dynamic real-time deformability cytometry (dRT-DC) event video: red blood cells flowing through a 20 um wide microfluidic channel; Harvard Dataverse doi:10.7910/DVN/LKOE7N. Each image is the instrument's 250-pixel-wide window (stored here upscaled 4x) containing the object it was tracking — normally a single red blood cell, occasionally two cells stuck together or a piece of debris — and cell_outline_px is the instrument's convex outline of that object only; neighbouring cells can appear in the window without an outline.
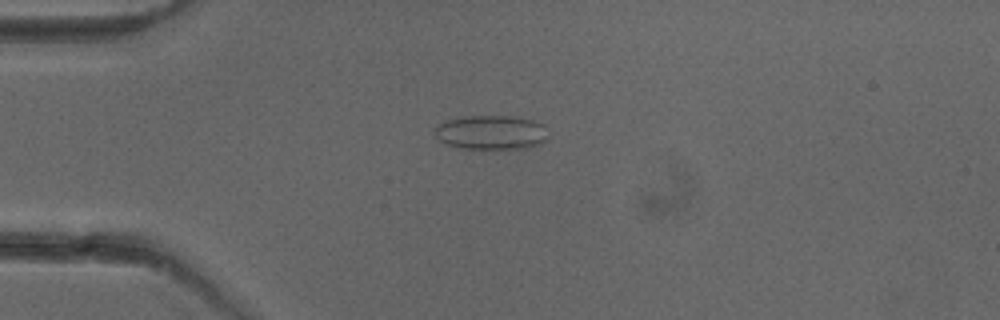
{"species": "common noctule bat (a hibernating species)", "species_latin": "Nyctalus noctula", "temperature_condition": "cold", "stored_images_in_passage": 50, "camera_frame_rate_fps": 3000, "um_per_image_px": 0.085, "animal": {"sex": "female"}, "frame": {"image": 1, "passage_image": 12, "time_ms": 3.667, "image_size_px": [1000, 320], "cell_outline_px": [[548, 136], [540, 144], [528, 148], [460, 148], [444, 144], [436, 136], [436, 128], [440, 124], [448, 120], [464, 116], [512, 116], [532, 120], [544, 124]], "centroid_in_image_um": [41.77, 11.25], "position_along_channel_um": 43.2, "area_um2": 22.48}}
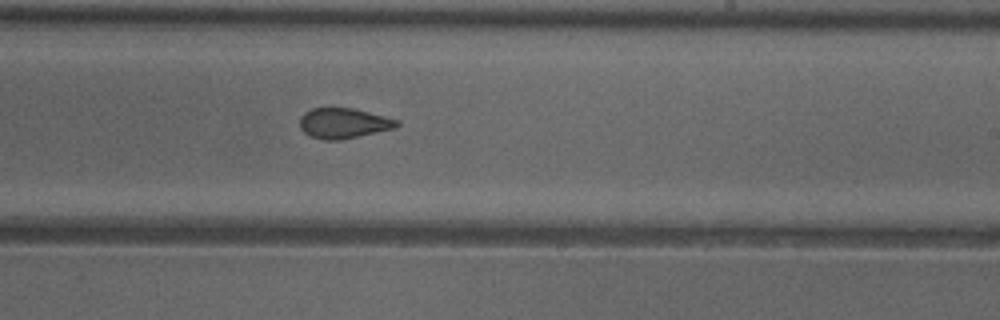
{"frame": {"image": 2, "passage_image": 30, "time_ms": 9.667, "image_size_px": [1000, 320], "cell_outline_px": [[400, 124], [396, 128], [340, 140], [324, 140], [312, 136], [304, 132], [300, 128], [300, 116], [304, 112], [312, 108], [352, 108], [400, 120]], "centroid_in_image_um": [29.21, 10.47], "position_along_channel_um": 259.8, "area_um2": 17.11}}
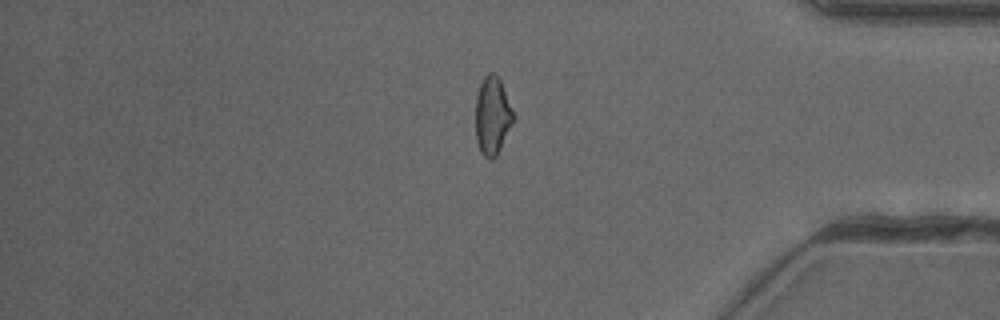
{"frame": {"image": 3, "passage_image": 42, "time_ms": 13.667, "image_size_px": [1000, 320], "cell_outline_px": [[516, 116], [496, 156], [492, 160], [488, 160], [480, 152], [476, 140], [476, 96], [480, 84], [484, 76], [488, 72], [496, 72], [500, 80]], "centroid_in_image_um": [41.85, 9.83], "position_along_channel_um": 393.3, "area_um2": 17.34}, "authors_computed_cell_mechanics": {"area_um2": 17.8891, "velocity_mm_per_s": 3.9863, "shape_relaxation_time_tau1_ms": null, "shape_relaxation_time_tau2_ms": 1.7424, "deformation_change_tau1": null, "deformation_change_tau2": 0.0642}}